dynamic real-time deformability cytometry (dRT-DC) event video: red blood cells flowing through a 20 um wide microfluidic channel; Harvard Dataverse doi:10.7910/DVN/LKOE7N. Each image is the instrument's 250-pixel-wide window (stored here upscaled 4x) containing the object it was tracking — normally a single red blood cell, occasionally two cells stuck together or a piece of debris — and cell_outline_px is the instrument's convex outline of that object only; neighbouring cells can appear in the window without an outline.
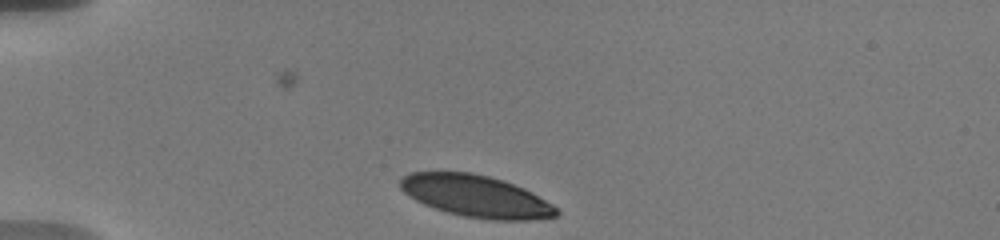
{"species": "human", "species_latin": "Homo sapiens", "temperature_condition": "warm", "stored_images_in_passage": 39, "camera_frame_rate_fps": 3000, "um_per_image_px": 0.085, "donor": {"sex": "male"}, "frame": {"image": 1, "passage_image": 1, "time_ms": 0.0, "image_size_px": [1000, 240], "cell_outline_px": [[560, 212], [556, 216], [532, 220], [488, 220], [464, 216], [448, 212], [424, 204], [408, 196], [400, 188], [400, 180], [404, 176], [412, 172], [472, 172], [504, 180], [524, 188], [532, 192], [552, 204]], "centroid_in_image_um": [40.47, 16.67], "position_along_channel_um": 44.5, "area_um2": 38.09}}
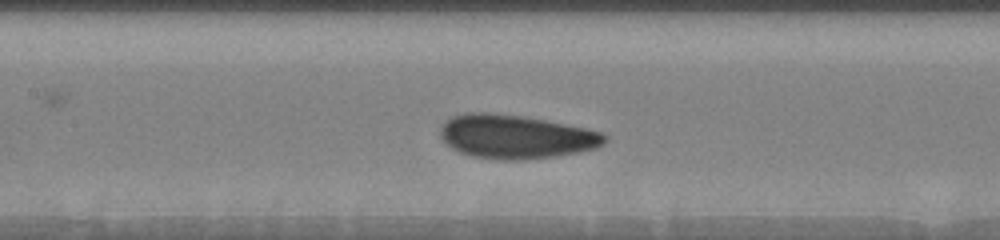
{"frame": {"image": 2, "passage_image": 17, "time_ms": 4.333, "image_size_px": [1000, 240], "cell_outline_px": [[608, 140], [604, 144], [596, 148], [556, 156], [516, 160], [500, 160], [472, 156], [460, 152], [452, 148], [440, 136], [440, 128], [452, 116], [464, 112], [484, 112], [524, 116], [588, 128], [604, 132], [608, 136]], "centroid_in_image_um": [43.88, 11.61], "position_along_channel_um": 163.5, "area_um2": 42.02}}
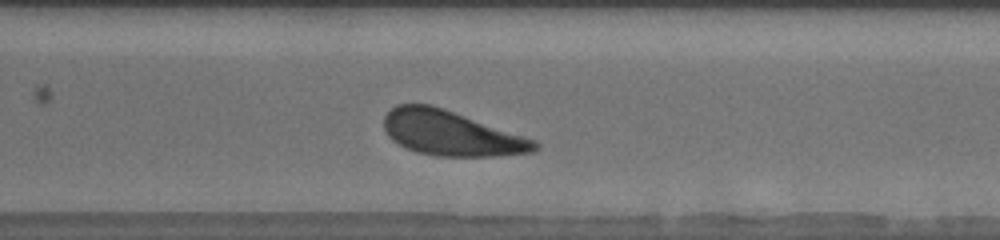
{"frame": {"image": 3, "passage_image": 27, "time_ms": 9.0, "image_size_px": [1000, 240], "cell_outline_px": [[540, 148], [532, 152], [492, 156], [436, 156], [416, 152], [392, 140], [388, 136], [384, 128], [384, 116], [396, 104], [432, 104], [444, 108], [536, 140], [540, 144]], "centroid_in_image_um": [38.34, 11.32], "position_along_channel_um": 332.3, "area_um2": 39.36}, "authors_computed_cell_mechanics": {"area_um2": 40.2288, "velocity_mm_per_s": 3.623, "shape_relaxation_time_tau1_ms": 1.5698, "shape_relaxation_time_tau2_ms": null, "deformation_change_tau1": 0.1009, "deformation_change_tau2": null}}